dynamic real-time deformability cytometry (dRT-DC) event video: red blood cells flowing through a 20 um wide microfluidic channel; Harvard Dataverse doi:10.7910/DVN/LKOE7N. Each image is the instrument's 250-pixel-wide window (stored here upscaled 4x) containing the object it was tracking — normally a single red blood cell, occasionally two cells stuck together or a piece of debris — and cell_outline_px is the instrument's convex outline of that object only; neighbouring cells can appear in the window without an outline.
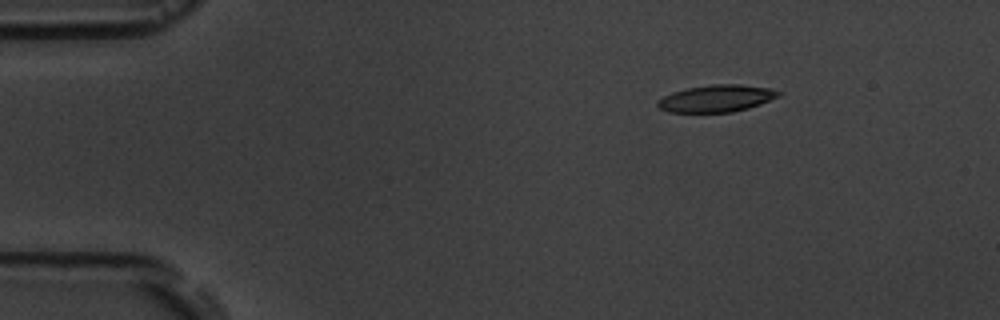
{"species": "common noctule bat (a hibernating species)", "species_latin": "Nyctalus noctula", "temperature_condition": "room temperature", "stored_images_in_passage": 13, "camera_frame_rate_fps": 3000, "um_per_image_px": 0.085, "animal": {"sex": "male", "body_mass_g": 19.5, "forearm_length_mm": 54.6}, "frame": {"image": 1, "passage_image": 3, "time_ms": 2.333, "image_size_px": [1000, 320], "cell_outline_px": [[784, 92], [780, 96], [760, 104], [748, 108], [732, 112], [668, 112], [660, 108], [656, 104], [656, 100], [672, 92], [688, 88], [712, 84], [740, 84], [772, 88]], "centroid_in_image_um": [60.93, 8.36], "position_along_channel_um": 24.1, "area_um2": 19.19}}
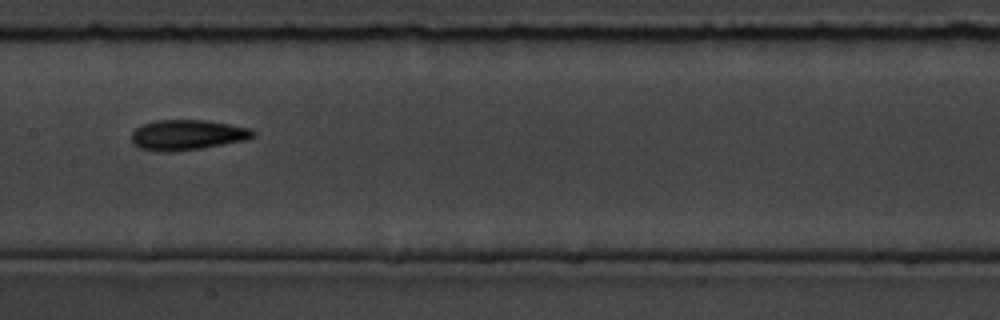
{"frame": {"image": 2, "passage_image": 8, "time_ms": 9.0, "image_size_px": [1000, 320], "cell_outline_px": [[256, 136], [248, 140], [200, 148], [168, 152], [156, 152], [140, 148], [132, 144], [132, 132], [140, 124], [156, 120], [208, 120], [252, 128], [256, 132]], "centroid_in_image_um": [15.94, 11.46], "position_along_channel_um": 191.5, "area_um2": 21.79}}
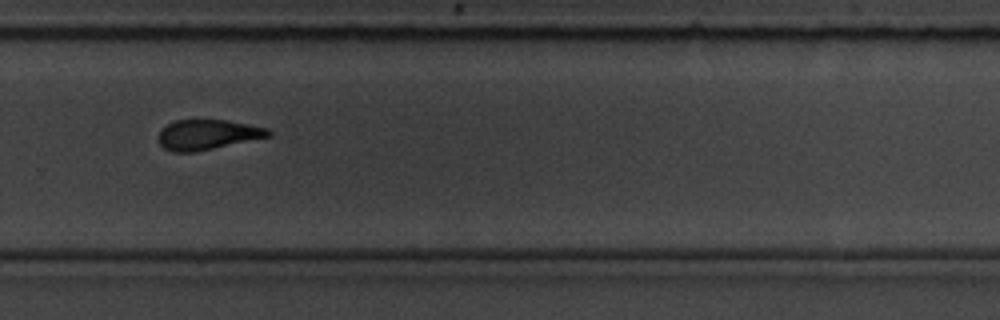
{"frame": {"image": 3, "passage_image": 11, "time_ms": 12.333, "image_size_px": [1000, 320], "cell_outline_px": [[272, 136], [196, 152], [172, 152], [164, 148], [160, 144], [156, 136], [160, 128], [176, 120], [228, 120], [268, 128], [272, 132]], "centroid_in_image_um": [17.62, 11.45], "position_along_channel_um": 312.2, "area_um2": 19.54}, "authors_computed_cell_mechanics": {"area_um2": 20.0566, "velocity_mm_per_s": 3.6384, "shape_relaxation_time_tau1_ms": 5.2478, "shape_relaxation_time_tau2_ms": 2.4196, "deformation_change_tau1": 0.1543, "deformation_change_tau2": 0.1096}}